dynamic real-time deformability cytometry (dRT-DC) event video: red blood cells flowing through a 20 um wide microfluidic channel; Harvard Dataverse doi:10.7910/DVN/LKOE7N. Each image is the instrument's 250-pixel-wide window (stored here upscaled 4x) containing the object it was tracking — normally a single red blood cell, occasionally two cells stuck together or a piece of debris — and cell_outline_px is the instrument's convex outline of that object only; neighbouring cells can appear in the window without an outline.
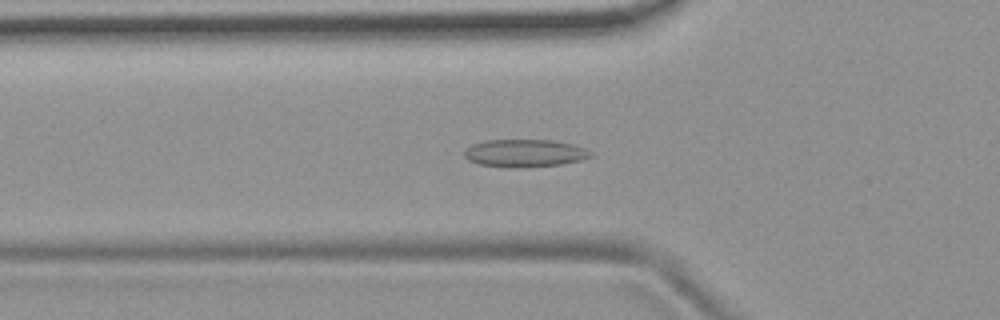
{"species": "common noctule bat (a hibernating species)", "species_latin": "Nyctalus noctula", "temperature_condition": "room temperature", "stored_images_in_passage": 41, "camera_frame_rate_fps": 3000, "um_per_image_px": 0.085, "animal": {"sex": "female", "body_mass_g": 19.9}, "frame": {"image": 1, "passage_image": 6, "time_ms": 1.667, "image_size_px": [1000, 320], "cell_outline_px": [[588, 156], [576, 160], [556, 164], [484, 164], [472, 160], [464, 156], [464, 152], [468, 148], [476, 144], [488, 140], [548, 140], [568, 144], [580, 148]], "centroid_in_image_um": [44.5, 12.95], "position_along_channel_um": 81.3, "area_um2": 17.86}}
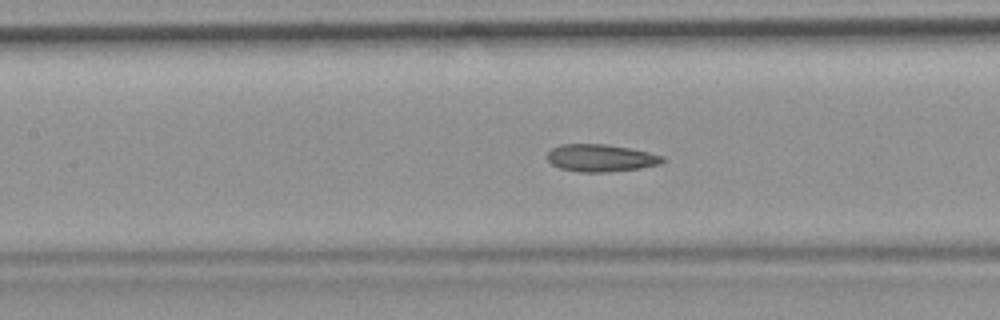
{"frame": {"image": 2, "passage_image": 12, "time_ms": 3.667, "image_size_px": [1000, 320], "cell_outline_px": [[664, 160], [656, 164], [636, 168], [596, 172], [584, 172], [560, 168], [552, 164], [548, 160], [548, 152], [552, 148], [564, 144], [604, 144], [628, 148], [648, 152], [660, 156]], "centroid_in_image_um": [50.98, 13.41], "position_along_channel_um": 156.4, "area_um2": 17.63}}
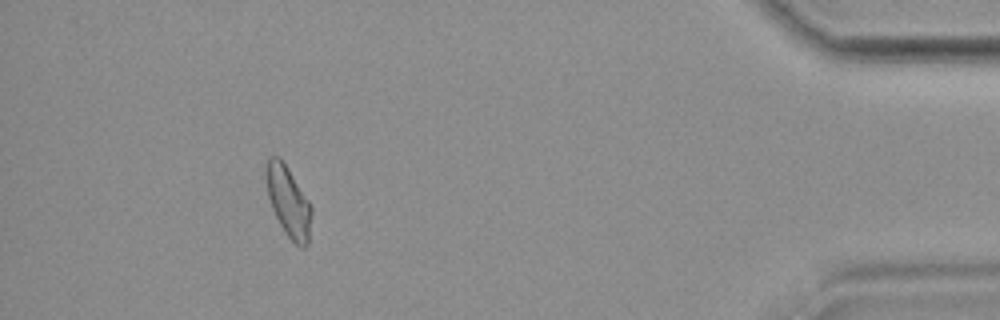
{"frame": {"image": 3, "passage_image": 37, "time_ms": 12.0, "image_size_px": [1000, 320], "cell_outline_px": [[312, 212], [308, 244], [304, 248], [296, 244], [288, 236], [280, 224], [276, 216], [268, 196], [268, 160], [272, 156], [276, 156], [284, 164], [308, 200], [312, 208]], "centroid_in_image_um": [24.56, 17.23], "position_along_channel_um": 410.6, "area_um2": 17.57}, "authors_computed_cell_mechanics": {"area_um2": 17.5712, "velocity_mm_per_s": 3.7412, "shape_relaxation_time_tau1_ms": null, "shape_relaxation_time_tau2_ms": 2.7013, "deformation_change_tau1": null, "deformation_change_tau2": 0.0917}}